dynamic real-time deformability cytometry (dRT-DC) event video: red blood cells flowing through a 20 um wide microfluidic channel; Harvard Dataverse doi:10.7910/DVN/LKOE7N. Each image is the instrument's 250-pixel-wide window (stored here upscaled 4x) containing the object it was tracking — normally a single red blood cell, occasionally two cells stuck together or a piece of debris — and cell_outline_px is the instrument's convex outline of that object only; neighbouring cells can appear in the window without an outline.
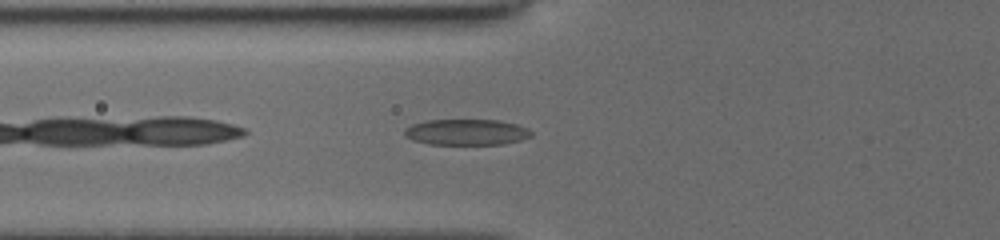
{"species": "common noctule bat (a hibernating species)", "species_latin": "Nyctalus noctula", "temperature_condition": "cold", "stored_images_in_passage": 34, "camera_frame_rate_fps": 3000, "um_per_image_px": 0.085, "animal": {"sex": "female", "body_mass_g": 19.5, "forearm_length_mm": 54.1}, "frame": {"image": 1, "passage_image": 2, "time_ms": 0.333, "image_size_px": [1000, 240], "cell_outline_px": [[532, 136], [520, 140], [504, 144], [428, 144], [412, 140], [404, 136], [404, 128], [412, 124], [428, 120], [500, 120], [516, 124], [528, 128], [532, 132]], "centroid_in_image_um": [39.64, 11.23], "position_along_channel_um": 86.2, "area_um2": 19.25}}
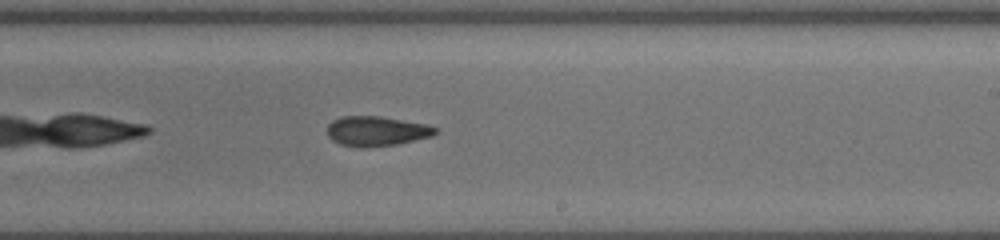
{"frame": {"image": 2, "passage_image": 15, "time_ms": 4.667, "image_size_px": [1000, 240], "cell_outline_px": [[440, 132], [432, 136], [396, 144], [368, 148], [356, 148], [340, 144], [332, 140], [328, 136], [328, 124], [332, 120], [340, 116], [380, 116], [428, 124], [440, 128]], "centroid_in_image_um": [32.03, 11.15], "position_along_channel_um": 257.0, "area_um2": 19.19}}
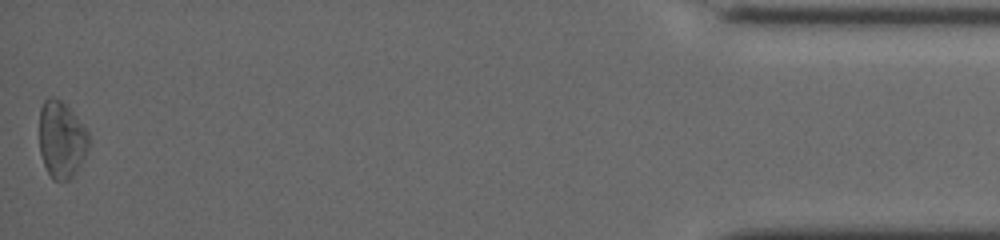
{"frame": {"image": 3, "passage_image": 34, "time_ms": 11.0, "image_size_px": [1000, 240], "cell_outline_px": [[88, 148], [84, 160], [72, 176], [68, 180], [52, 180], [44, 164], [40, 152], [40, 108], [44, 100], [52, 96], [60, 100], [72, 112], [88, 132]], "centroid_in_image_um": [5.22, 11.88], "position_along_channel_um": 430.0, "area_um2": 21.85}, "authors_computed_cell_mechanics": {"area_um2": 19.2185, "velocity_mm_per_s": 3.9313, "shape_relaxation_time_tau1_ms": 4.5012, "shape_relaxation_time_tau2_ms": 6.2228, "deformation_change_tau1": 0.1401, "deformation_change_tau2": 0.1702}}